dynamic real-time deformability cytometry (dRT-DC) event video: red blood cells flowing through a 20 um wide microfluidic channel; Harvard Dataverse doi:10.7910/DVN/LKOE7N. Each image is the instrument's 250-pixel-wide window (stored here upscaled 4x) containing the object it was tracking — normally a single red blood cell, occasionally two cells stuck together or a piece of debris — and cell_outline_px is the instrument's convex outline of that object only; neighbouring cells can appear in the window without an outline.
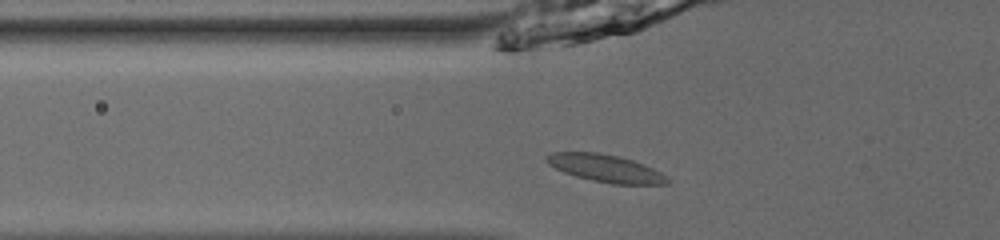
{"species": "common noctule bat (a hibernating species)", "species_latin": "Nyctalus noctula", "temperature_condition": "room temperature", "stored_images_in_passage": 40, "camera_frame_rate_fps": 3000, "um_per_image_px": 0.085, "animal": {"sex": "male", "body_mass_g": 13.0, "forearm_length_mm": 53.1}, "frame": {"image": 1, "passage_image": 8, "time_ms": 2.333, "image_size_px": [1000, 240], "cell_outline_px": [[672, 180], [668, 184], [612, 184], [592, 180], [576, 176], [564, 172], [548, 164], [544, 160], [544, 156], [552, 152], [596, 152], [616, 156], [632, 160], [644, 164], [660, 172]], "centroid_in_image_um": [51.46, 14.31], "position_along_channel_um": 74.3, "area_um2": 19.31}}
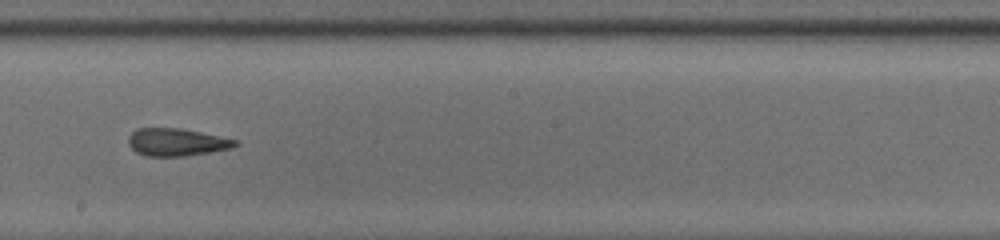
{"frame": {"image": 2, "passage_image": 20, "time_ms": 6.333, "image_size_px": [1000, 240], "cell_outline_px": [[240, 144], [232, 148], [184, 156], [148, 156], [136, 152], [128, 144], [128, 136], [136, 128], [180, 128], [240, 140]], "centroid_in_image_um": [15.03, 12.08], "position_along_channel_um": 233.2, "area_um2": 17.22}}
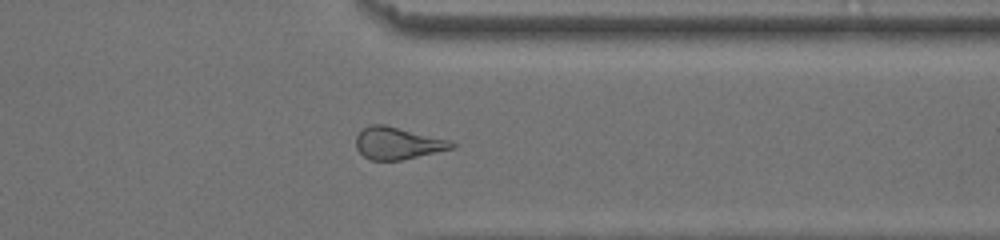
{"frame": {"image": 3, "passage_image": 31, "time_ms": 10.0, "image_size_px": [1000, 240], "cell_outline_px": [[456, 148], [400, 160], [372, 160], [364, 156], [356, 148], [356, 136], [364, 128], [372, 124], [384, 124], [452, 140], [456, 144]], "centroid_in_image_um": [33.85, 12.17], "position_along_channel_um": 377.6, "area_um2": 17.98}, "authors_computed_cell_mechanics": {"area_um2": 18.3226, "velocity_mm_per_s": 3.9538, "shape_relaxation_time_tau1_ms": null, "shape_relaxation_time_tau2_ms": 2.6917, "deformation_change_tau1": null, "deformation_change_tau2": 0.0838}}